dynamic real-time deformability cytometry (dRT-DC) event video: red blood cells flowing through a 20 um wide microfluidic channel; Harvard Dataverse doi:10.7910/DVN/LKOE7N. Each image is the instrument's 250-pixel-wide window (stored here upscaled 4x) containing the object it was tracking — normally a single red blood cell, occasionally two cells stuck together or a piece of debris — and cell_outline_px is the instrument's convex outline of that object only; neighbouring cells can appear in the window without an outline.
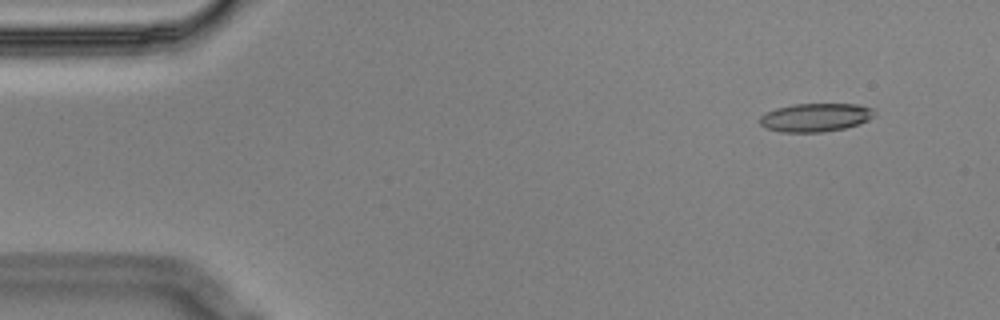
{"species": "Egyptian fruit bat (a non-hibernating species)", "species_latin": "Rousettus aegyptiacus", "temperature_condition": "cold", "stored_images_in_passage": 4, "camera_frame_rate_fps": 3000, "um_per_image_px": 0.085, "animal": {"sex": "male"}, "frame": {"image": 1, "passage_image": 1, "time_ms": 0.0, "image_size_px": [1000, 320], "cell_outline_px": [[872, 116], [868, 120], [860, 124], [844, 128], [824, 132], [780, 132], [764, 128], [760, 124], [760, 116], [764, 112], [776, 108], [792, 104], [856, 104], [872, 108]], "centroid_in_image_um": [69.25, 9.99], "position_along_channel_um": 15.8, "area_um2": 19.02}}